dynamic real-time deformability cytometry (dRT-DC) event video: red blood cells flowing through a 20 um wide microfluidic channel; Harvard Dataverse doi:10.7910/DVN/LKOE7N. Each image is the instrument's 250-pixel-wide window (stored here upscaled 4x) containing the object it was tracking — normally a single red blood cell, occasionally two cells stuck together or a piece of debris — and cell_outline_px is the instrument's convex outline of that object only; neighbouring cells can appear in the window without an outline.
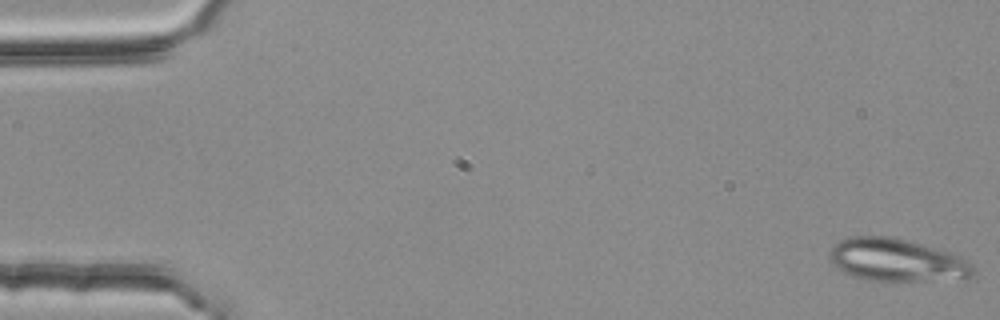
{"species": "common noctule bat (a hibernating species)", "species_latin": "Nyctalus noctula", "temperature_condition": "room temperature", "stored_images_in_passage": 5, "camera_frame_rate_fps": 3000, "um_per_image_px": 0.085, "animal": {"sex": "female", "body_mass_g": 25.1}, "frame": {"image": 1, "passage_image": 1, "time_ms": 0.0, "image_size_px": [1000, 320], "cell_outline_px": [[972, 272], [968, 276], [920, 280], [868, 280], [852, 276], [836, 268], [832, 264], [832, 244], [848, 236], [888, 236], [920, 244], [960, 256], [968, 260], [972, 264]], "centroid_in_image_um": [76.11, 22.08], "position_along_channel_um": 8.9, "area_um2": 34.62}}